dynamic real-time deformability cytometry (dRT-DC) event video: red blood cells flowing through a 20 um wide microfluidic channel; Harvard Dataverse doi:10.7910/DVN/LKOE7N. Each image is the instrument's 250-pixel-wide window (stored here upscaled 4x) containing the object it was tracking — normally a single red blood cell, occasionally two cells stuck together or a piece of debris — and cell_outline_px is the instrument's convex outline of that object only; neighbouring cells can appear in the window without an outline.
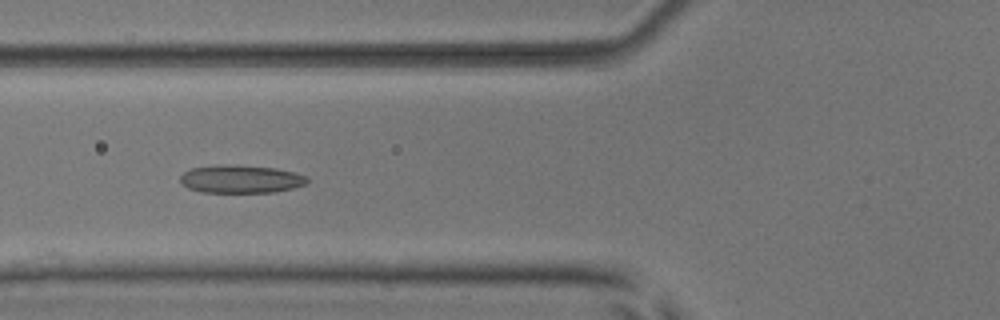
{"species": "common noctule bat (a hibernating species)", "species_latin": "Nyctalus noctula", "temperature_condition": "room temperature", "stored_images_in_passage": 7, "camera_frame_rate_fps": 3000, "um_per_image_px": 0.085, "animal": {"sex": "male", "body_mass_g": 17.9, "forearm_length_mm": 54.2}, "frame": {"image": 1, "passage_image": 5, "time_ms": 5.333, "image_size_px": [1000, 320], "cell_outline_px": [[308, 180], [304, 184], [292, 188], [276, 192], [200, 192], [188, 188], [180, 180], [180, 176], [184, 172], [192, 168], [228, 164], [236, 164], [276, 168], [296, 172], [308, 176]], "centroid_in_image_um": [20.5, 15.21], "position_along_channel_um": 105.3, "area_um2": 20.75}}
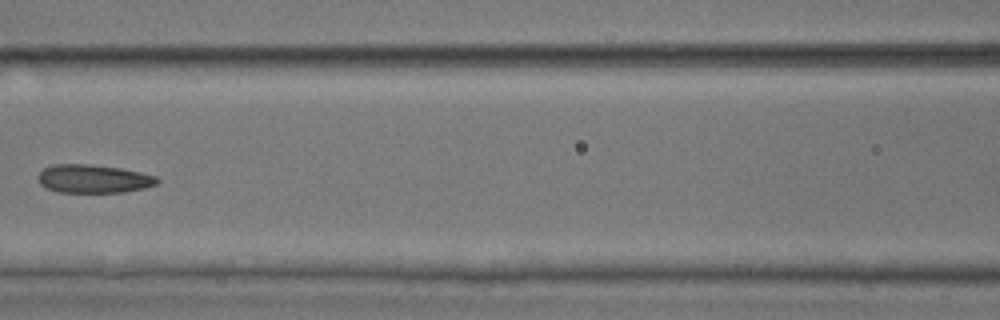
{"frame": {"image": 2, "passage_image": 6, "time_ms": 6.667, "image_size_px": [1000, 320], "cell_outline_px": [[160, 180], [156, 184], [144, 188], [124, 192], [56, 192], [40, 184], [40, 172], [44, 168], [52, 164], [88, 164], [120, 168], [140, 172], [156, 176]], "centroid_in_image_um": [7.96, 15.19], "position_along_channel_um": 158.6, "area_um2": 19.54}}
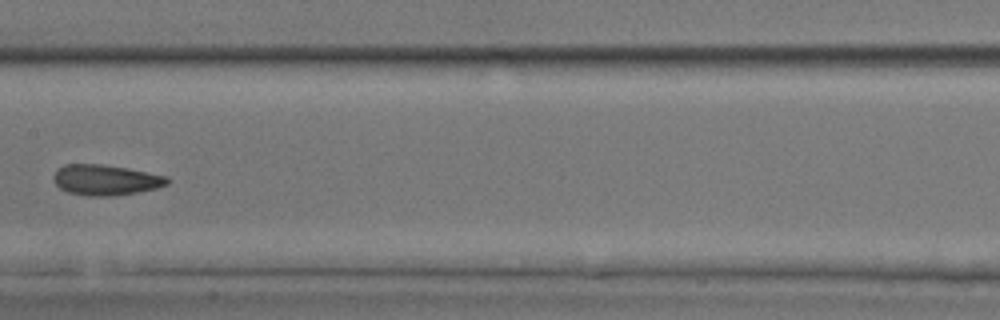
{"frame": {"image": 3, "passage_image": 7, "time_ms": 7.667, "image_size_px": [1000, 320], "cell_outline_px": [[172, 180], [168, 184], [156, 188], [136, 192], [112, 196], [84, 196], [68, 192], [60, 188], [52, 180], [52, 176], [56, 168], [64, 164], [100, 164], [128, 168], [168, 176]], "centroid_in_image_um": [8.96, 15.29], "position_along_channel_um": 198.4, "area_um2": 20.52}}